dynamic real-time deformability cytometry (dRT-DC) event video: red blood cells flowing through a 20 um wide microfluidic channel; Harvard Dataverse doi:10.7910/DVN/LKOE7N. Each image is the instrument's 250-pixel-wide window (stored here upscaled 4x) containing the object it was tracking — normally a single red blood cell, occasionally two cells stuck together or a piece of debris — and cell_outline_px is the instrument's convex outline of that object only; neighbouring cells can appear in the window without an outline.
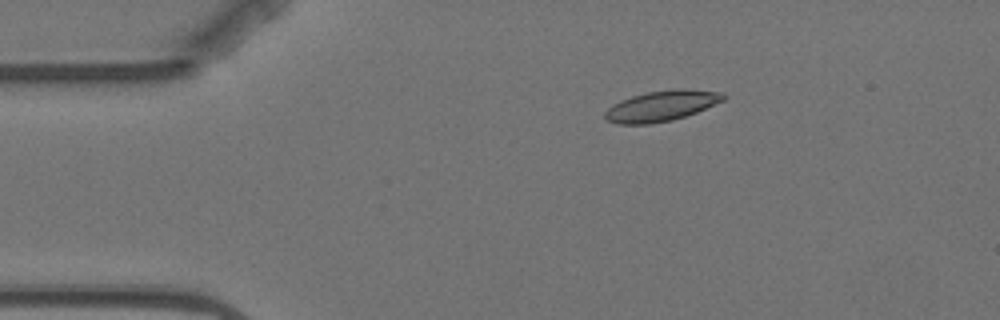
{"species": "Egyptian fruit bat (a non-hibernating species)", "species_latin": "Rousettus aegyptiacus", "temperature_condition": "warm", "stored_images_in_passage": 5, "camera_frame_rate_fps": 3000, "um_per_image_px": 0.085, "animal": {"sex": "female"}, "frame": {"image": 1, "passage_image": 2, "time_ms": 1.333, "image_size_px": [1000, 320], "cell_outline_px": [[728, 96], [724, 100], [696, 112], [672, 120], [648, 124], [616, 124], [604, 120], [604, 112], [612, 104], [620, 100], [632, 96], [648, 92], [680, 88], [688, 88], [724, 92]], "centroid_in_image_um": [56.22, 8.99], "position_along_channel_um": 28.8, "area_um2": 21.27}}
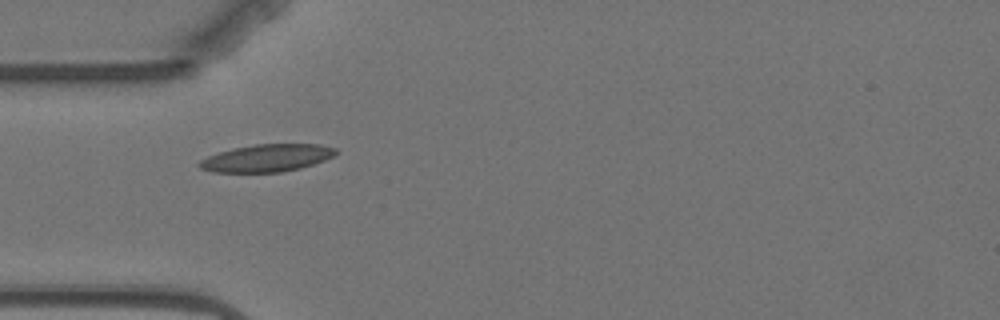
{"frame": {"image": 2, "passage_image": 4, "time_ms": 3.667, "image_size_px": [1000, 320], "cell_outline_px": [[336, 156], [300, 168], [280, 172], [212, 172], [200, 168], [196, 164], [200, 160], [208, 156], [232, 148], [256, 144], [320, 144], [336, 148]], "centroid_in_image_um": [22.67, 13.43], "position_along_channel_um": 62.3, "area_um2": 21.79}}
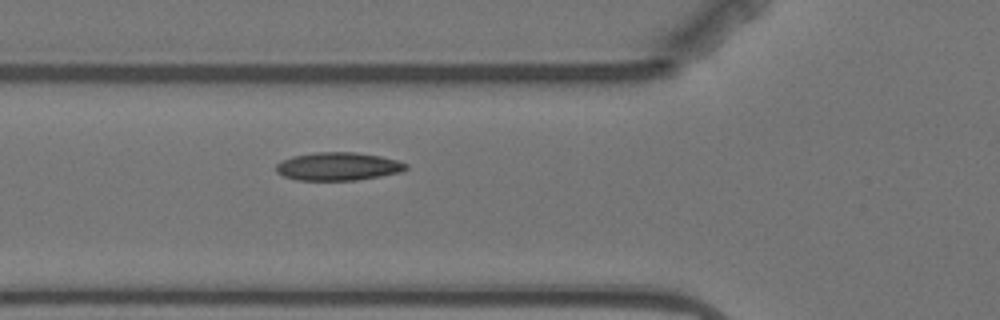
{"frame": {"image": 3, "passage_image": 5, "time_ms": 4.667, "image_size_px": [1000, 320], "cell_outline_px": [[408, 168], [400, 172], [380, 176], [356, 180], [296, 180], [284, 176], [276, 172], [276, 164], [292, 156], [316, 152], [356, 152], [380, 156], [396, 160], [408, 164]], "centroid_in_image_um": [28.73, 14.14], "position_along_channel_um": 97.1, "area_um2": 21.21}}